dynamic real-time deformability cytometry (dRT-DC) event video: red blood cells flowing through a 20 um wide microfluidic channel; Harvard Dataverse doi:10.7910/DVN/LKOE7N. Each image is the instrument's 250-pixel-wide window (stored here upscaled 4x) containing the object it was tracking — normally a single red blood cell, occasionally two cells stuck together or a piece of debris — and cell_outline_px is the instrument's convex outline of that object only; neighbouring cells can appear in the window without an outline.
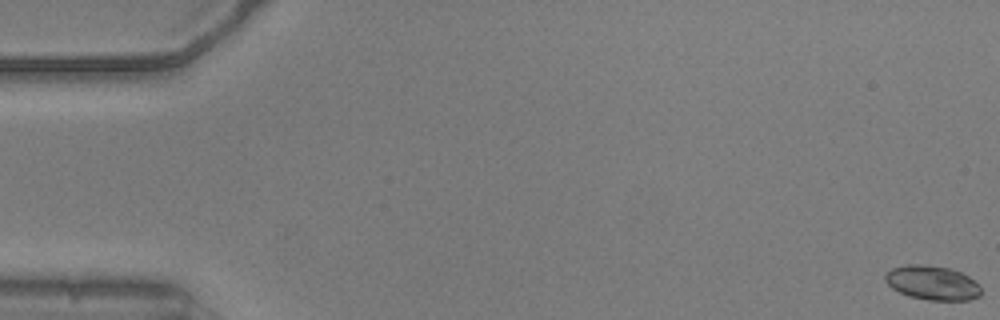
{"species": "common noctule bat (a hibernating species)", "species_latin": "Nyctalus noctula", "temperature_condition": "warm", "stored_images_in_passage": 54, "camera_frame_rate_fps": 3000, "um_per_image_px": 0.085, "animal": {"sex": "male", "body_mass_g": 20.5, "forearm_length_mm": 52.5}, "frame": {"image": 1, "passage_image": 1, "time_ms": 0.0, "image_size_px": [1000, 320], "cell_outline_px": [[980, 296], [968, 300], [928, 300], [908, 296], [892, 288], [884, 280], [884, 276], [892, 268], [908, 264], [920, 264], [952, 268], [968, 276], [980, 284]], "centroid_in_image_um": [79.25, 24.04], "position_along_channel_um": 5.7, "area_um2": 19.19}}
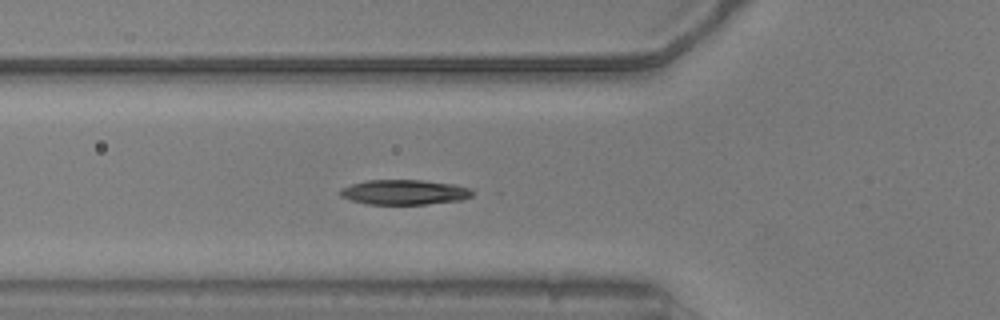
{"frame": {"image": 2, "passage_image": 20, "time_ms": 6.333, "image_size_px": [1000, 320], "cell_outline_px": [[480, 192], [464, 200], [424, 204], [368, 204], [352, 200], [340, 196], [340, 188], [352, 184], [368, 180], [424, 180], [456, 184], [472, 188]], "centroid_in_image_um": [34.49, 16.33], "position_along_channel_um": 91.3, "area_um2": 19.54}}
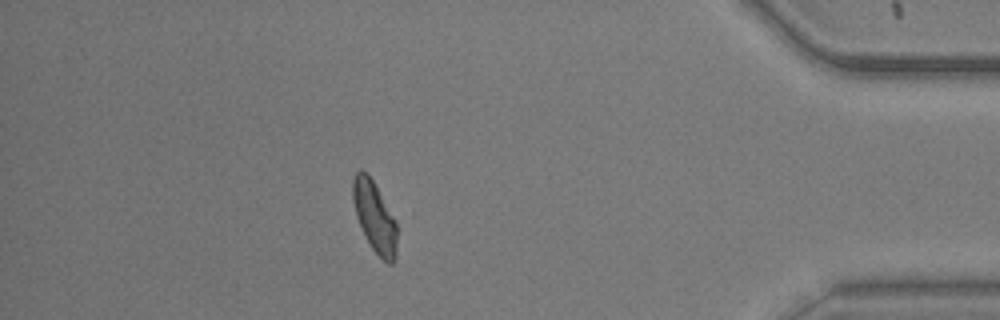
{"frame": {"image": 3, "passage_image": 48, "time_ms": 15.667, "image_size_px": [1000, 320], "cell_outline_px": [[396, 260], [392, 264], [388, 264], [372, 248], [356, 216], [352, 200], [352, 180], [356, 172], [360, 168], [372, 180], [396, 220]], "centroid_in_image_um": [31.84, 18.43], "position_along_channel_um": 403.4, "area_um2": 17.86}, "authors_computed_cell_mechanics": {"area_um2": 19.1896, "velocity_mm_per_s": 3.8235, "shape_relaxation_time_tau1_ms": 6.3105, "shape_relaxation_time_tau2_ms": 2.1749, "deformation_change_tau1": 0.1869, "deformation_change_tau2": 0.1022}}